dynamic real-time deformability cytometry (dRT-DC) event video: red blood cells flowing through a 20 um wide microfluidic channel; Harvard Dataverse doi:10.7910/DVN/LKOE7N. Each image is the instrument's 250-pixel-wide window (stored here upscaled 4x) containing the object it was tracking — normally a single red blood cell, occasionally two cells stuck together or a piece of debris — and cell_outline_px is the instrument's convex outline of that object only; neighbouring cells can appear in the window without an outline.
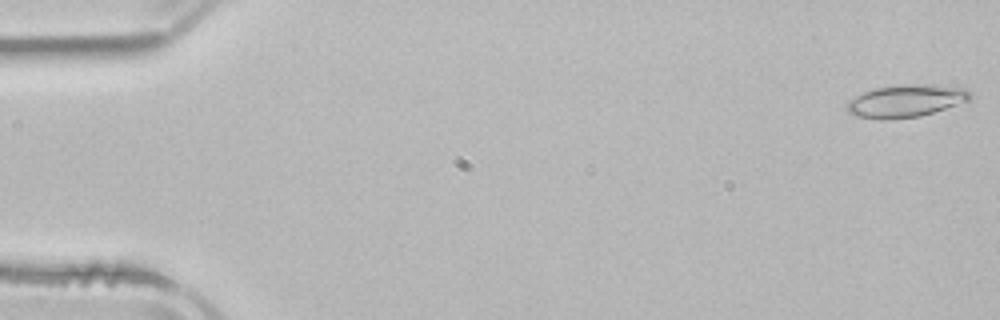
{"species": "common noctule bat (a hibernating species)", "species_latin": "Nyctalus noctula", "temperature_condition": "room temperature", "stored_images_in_passage": 3, "camera_frame_rate_fps": 3000, "um_per_image_px": 0.085, "animal": {"sex": "male", "body_mass_g": 21.5, "forearm_length_mm": 52.0}, "frame": {"image": 1, "passage_image": 1, "time_ms": 0.0, "image_size_px": [1000, 320], "cell_outline_px": [[972, 96], [968, 100], [920, 116], [892, 120], [880, 120], [852, 116], [848, 112], [848, 104], [856, 96], [864, 92], [876, 88], [900, 84], [932, 84], [964, 88], [972, 92]], "centroid_in_image_um": [76.99, 8.58], "position_along_channel_um": 8.0, "area_um2": 23.29}}